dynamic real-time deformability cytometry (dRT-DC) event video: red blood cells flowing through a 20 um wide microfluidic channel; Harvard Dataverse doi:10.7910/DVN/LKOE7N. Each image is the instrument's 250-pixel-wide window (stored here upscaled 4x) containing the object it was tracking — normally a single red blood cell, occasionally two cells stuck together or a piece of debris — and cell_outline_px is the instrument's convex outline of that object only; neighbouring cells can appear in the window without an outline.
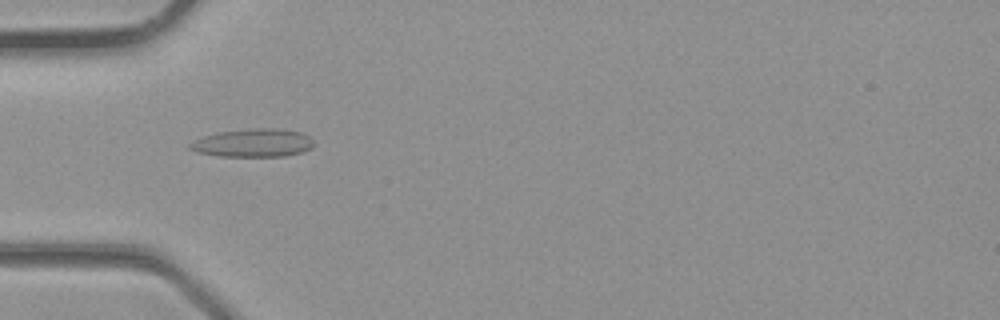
{"species": "common noctule bat (a hibernating species)", "species_latin": "Nyctalus noctula", "temperature_condition": "room temperature", "stored_images_in_passage": 2, "camera_frame_rate_fps": 3000, "um_per_image_px": 0.085, "animal": {"sex": "male", "body_mass_g": 23.1, "forearm_length_mm": 52.7}, "frame": {"image": 1, "passage_image": 2, "time_ms": 0.333, "image_size_px": [1000, 320], "cell_outline_px": [[316, 144], [312, 148], [304, 152], [284, 156], [220, 156], [196, 152], [188, 148], [188, 144], [204, 136], [220, 132], [252, 128], [276, 128], [304, 132]], "centroid_in_image_um": [21.57, 12.15], "position_along_channel_um": 63.4, "area_um2": 20.46}}